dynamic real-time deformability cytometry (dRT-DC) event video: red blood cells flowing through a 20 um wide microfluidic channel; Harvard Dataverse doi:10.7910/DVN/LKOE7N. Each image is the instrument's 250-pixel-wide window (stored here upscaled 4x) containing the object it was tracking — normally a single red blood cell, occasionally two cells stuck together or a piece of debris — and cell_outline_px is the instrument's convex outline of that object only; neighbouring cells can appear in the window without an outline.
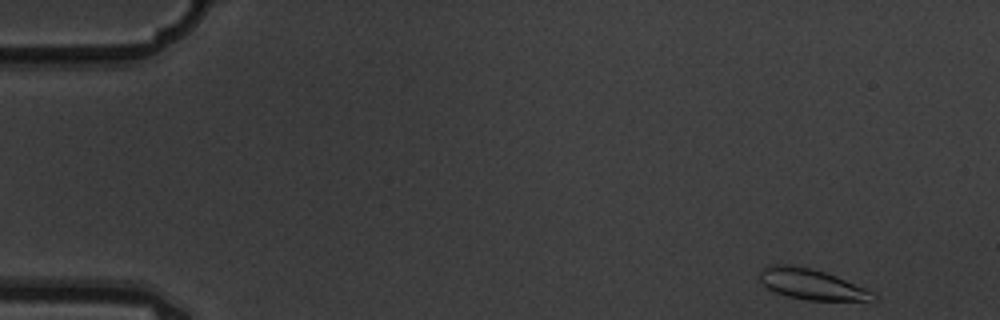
{"species": "common noctule bat (a hibernating species)", "species_latin": "Nyctalus noctula", "temperature_condition": "warm", "stored_images_in_passage": 5, "camera_frame_rate_fps": 3000, "um_per_image_px": 0.085, "animal": {"sex": "male", "body_mass_g": 19.5, "forearm_length_mm": 54.6}, "frame": {"image": 1, "passage_image": 1, "time_ms": 0.0, "image_size_px": [1000, 320], "cell_outline_px": [[876, 300], [808, 300], [788, 296], [776, 292], [768, 288], [760, 280], [760, 272], [764, 268], [772, 264], [788, 264], [808, 268], [824, 272], [836, 276], [864, 288], [872, 292], [876, 296]], "centroid_in_image_um": [68.96, 24.16], "position_along_channel_um": 16.0, "area_um2": 19.71}}
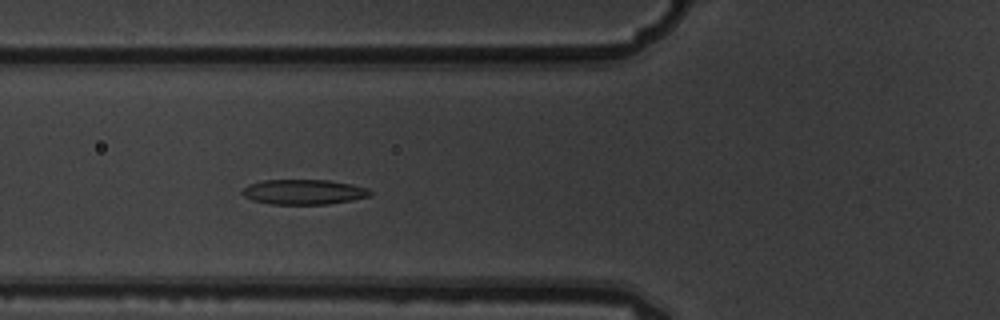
{"frame": {"image": 2, "passage_image": 5, "time_ms": 1.333, "image_size_px": [1000, 320], "cell_outline_px": [[372, 192], [368, 196], [352, 200], [328, 204], [272, 204], [252, 200], [244, 196], [240, 192], [248, 184], [264, 180], [328, 180], [352, 184], [368, 188]], "centroid_in_image_um": [25.8, 16.31], "position_along_channel_um": 100.0, "area_um2": 18.61}}